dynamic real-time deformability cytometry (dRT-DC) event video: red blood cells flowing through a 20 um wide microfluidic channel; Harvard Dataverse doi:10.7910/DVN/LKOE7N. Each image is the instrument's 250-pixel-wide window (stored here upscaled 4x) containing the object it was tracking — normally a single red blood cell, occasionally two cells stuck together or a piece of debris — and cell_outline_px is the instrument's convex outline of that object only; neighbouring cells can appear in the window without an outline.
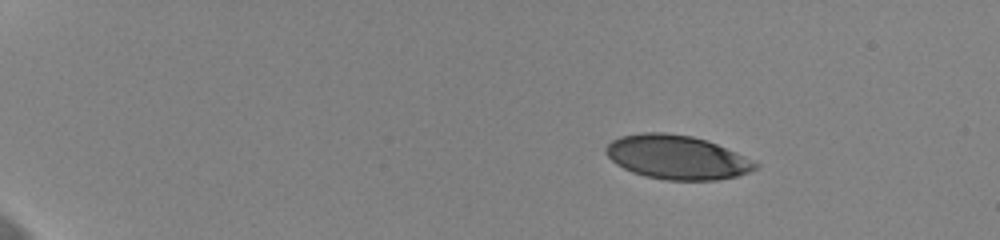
{"species": "human", "species_latin": "Homo sapiens", "temperature_condition": "cold", "stored_images_in_passage": 27, "camera_frame_rate_fps": 3000, "um_per_image_px": 0.085, "donor": {"sex": "female"}, "frame": {"image": 1, "passage_image": 1, "time_ms": 0.0, "image_size_px": [1000, 240], "cell_outline_px": [[760, 164], [756, 168], [748, 172], [736, 176], [716, 180], [664, 180], [644, 176], [632, 172], [616, 164], [604, 152], [604, 148], [612, 140], [620, 136], [644, 132], [664, 132], [692, 136], [716, 144], [736, 152]], "centroid_in_image_um": [57.5, 13.37], "position_along_channel_um": 27.5, "area_um2": 38.21}}
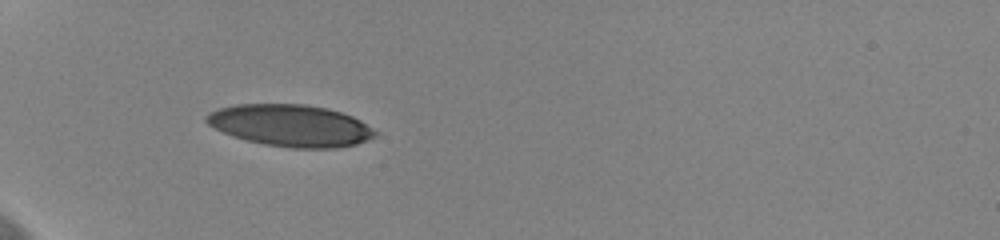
{"frame": {"image": 2, "passage_image": 10, "time_ms": 3.0, "image_size_px": [1000, 240], "cell_outline_px": [[376, 136], [356, 144], [336, 148], [292, 148], [264, 144], [232, 136], [208, 124], [204, 120], [204, 116], [220, 108], [236, 104], [304, 104], [328, 108], [352, 116], [360, 120], [376, 132]], "centroid_in_image_um": [24.69, 10.67], "position_along_channel_um": 60.3, "area_um2": 40.86}}
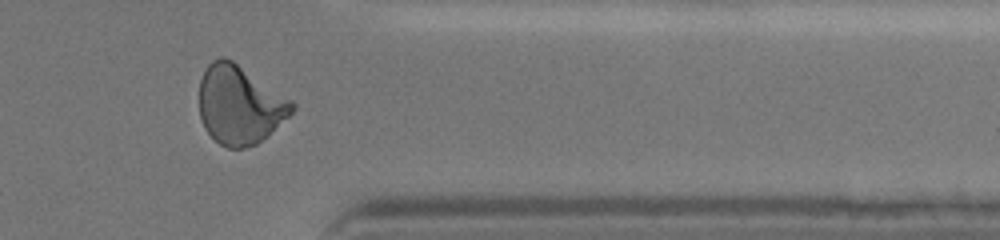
{"frame": {"image": 3, "passage_image": 25, "time_ms": 8.0, "image_size_px": [1000, 240], "cell_outline_px": [[296, 108], [288, 116], [256, 144], [244, 148], [228, 148], [220, 144], [204, 128], [200, 116], [200, 80], [208, 64], [212, 60], [220, 56], [224, 56], [232, 60], [292, 100], [296, 104]], "centroid_in_image_um": [20.35, 8.89], "position_along_channel_um": 391.0, "area_um2": 42.08}}